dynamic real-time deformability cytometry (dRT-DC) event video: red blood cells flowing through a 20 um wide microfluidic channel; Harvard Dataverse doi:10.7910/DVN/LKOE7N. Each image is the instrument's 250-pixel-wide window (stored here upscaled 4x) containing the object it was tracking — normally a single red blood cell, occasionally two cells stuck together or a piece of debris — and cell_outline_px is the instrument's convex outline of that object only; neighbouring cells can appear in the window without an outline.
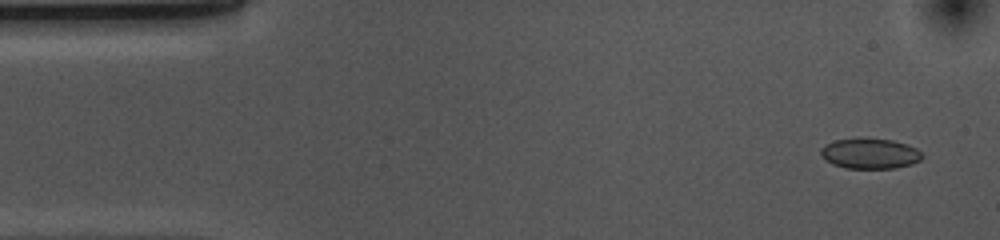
{"species": "common noctule bat (a hibernating species)", "species_latin": "Nyctalus noctula", "temperature_condition": "cold", "stored_images_in_passage": 50, "camera_frame_rate_fps": 3000, "um_per_image_px": 0.085, "animal": {"sex": "female", "body_mass_g": 10.0, "forearm_length_mm": 53.1}, "frame": {"image": 1, "passage_image": 3, "time_ms": 0.667, "image_size_px": [1000, 240], "cell_outline_px": [[924, 156], [920, 160], [912, 164], [896, 168], [844, 168], [832, 164], [824, 160], [820, 156], [820, 148], [824, 144], [836, 140], [856, 136], [860, 136], [892, 140], [908, 144], [916, 148]], "centroid_in_image_um": [73.9, 13.02], "position_along_channel_um": 11.1, "area_um2": 18.61}}
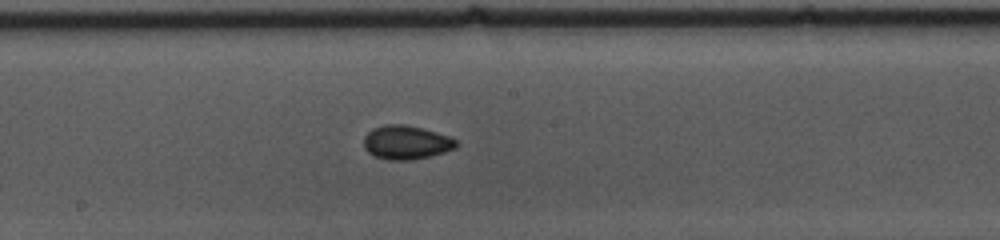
{"frame": {"image": 2, "passage_image": 27, "time_ms": 8.667, "image_size_px": [1000, 240], "cell_outline_px": [[460, 144], [456, 148], [432, 156], [412, 160], [388, 160], [376, 156], [368, 152], [364, 148], [364, 136], [372, 128], [384, 124], [404, 124], [436, 132], [460, 140]], "centroid_in_image_um": [34.56, 12.11], "position_along_channel_um": 213.6, "area_um2": 18.44}}
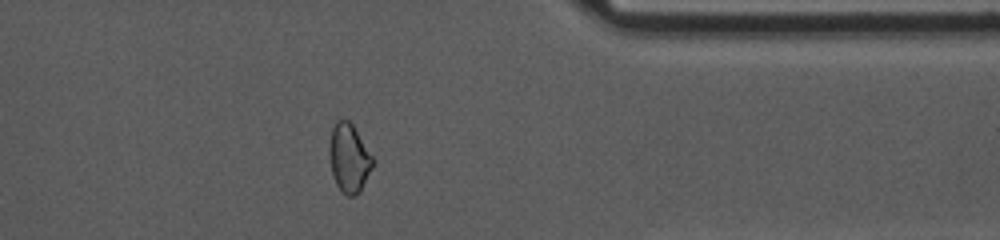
{"frame": {"image": 3, "passage_image": 42, "time_ms": 13.667, "image_size_px": [1000, 240], "cell_outline_px": [[376, 160], [360, 192], [356, 196], [344, 196], [336, 184], [332, 176], [328, 156], [328, 148], [332, 128], [336, 120], [348, 120], [352, 124]], "centroid_in_image_um": [29.66, 13.47], "position_along_channel_um": 381.7, "area_um2": 17.8}, "authors_computed_cell_mechanics": {"area_um2": 17.8313, "velocity_mm_per_s": 3.6907, "shape_relaxation_time_tau1_ms": 6.3759, "shape_relaxation_time_tau2_ms": 2.6852, "deformation_change_tau1": 0.0895, "deformation_change_tau2": 0.0551}}